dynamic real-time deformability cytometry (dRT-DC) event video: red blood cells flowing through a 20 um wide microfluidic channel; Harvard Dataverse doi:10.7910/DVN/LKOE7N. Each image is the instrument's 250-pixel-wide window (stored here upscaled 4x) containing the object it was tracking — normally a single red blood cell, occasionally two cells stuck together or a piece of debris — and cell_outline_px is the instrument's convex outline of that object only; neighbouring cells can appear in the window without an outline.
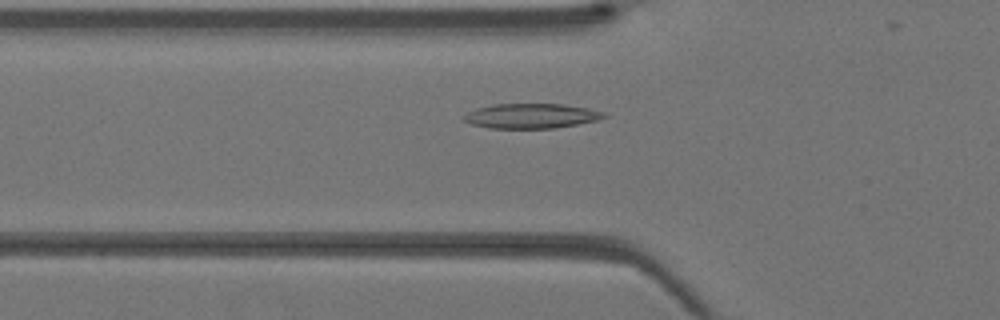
{"species": "Egyptian fruit bat (a non-hibernating species)", "species_latin": "Rousettus aegyptiacus", "temperature_condition": "warm", "stored_images_in_passage": 38, "camera_frame_rate_fps": 3000, "um_per_image_px": 0.085, "animal": {"sex": "female"}, "frame": {"image": 1, "passage_image": 12, "time_ms": 3.667, "image_size_px": [1000, 320], "cell_outline_px": [[608, 116], [600, 120], [552, 128], [492, 128], [472, 124], [464, 120], [464, 116], [468, 112], [476, 108], [492, 104], [564, 104], [588, 108], [604, 112]], "centroid_in_image_um": [45.19, 9.84], "position_along_channel_um": 80.6, "area_um2": 20.17}}
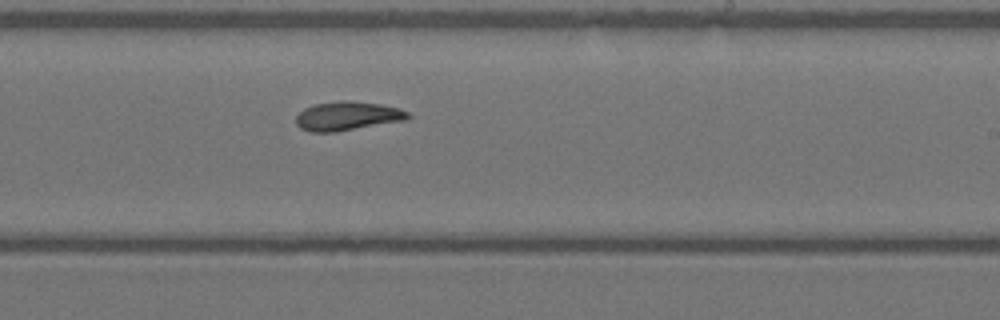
{"frame": {"image": 2, "passage_image": 23, "time_ms": 7.333, "image_size_px": [1000, 320], "cell_outline_px": [[412, 116], [408, 120], [336, 132], [312, 132], [300, 128], [296, 124], [296, 116], [304, 108], [316, 104], [340, 100], [344, 100], [380, 104], [400, 108], [408, 112]], "centroid_in_image_um": [29.56, 9.87], "position_along_channel_um": 259.4, "area_um2": 19.02}}
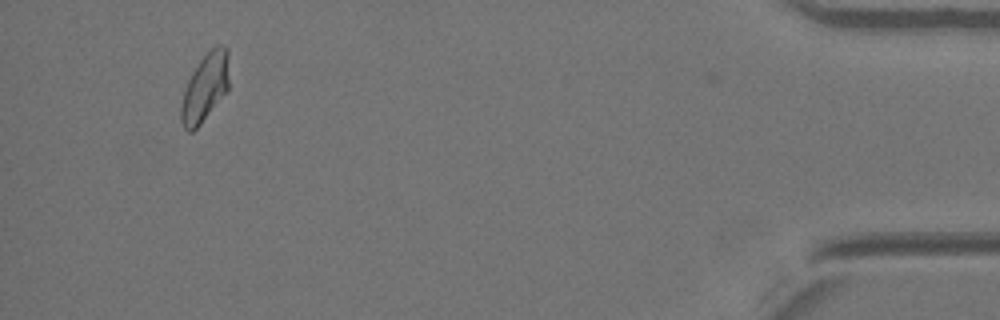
{"frame": {"image": 3, "passage_image": 37, "time_ms": 12.0, "image_size_px": [1000, 320], "cell_outline_px": [[228, 92], [200, 124], [192, 132], [188, 132], [184, 128], [180, 120], [180, 104], [188, 80], [192, 72], [200, 60], [216, 44], [220, 44], [228, 48]], "centroid_in_image_um": [17.43, 7.45], "position_along_channel_um": 417.8, "area_um2": 19.13}}